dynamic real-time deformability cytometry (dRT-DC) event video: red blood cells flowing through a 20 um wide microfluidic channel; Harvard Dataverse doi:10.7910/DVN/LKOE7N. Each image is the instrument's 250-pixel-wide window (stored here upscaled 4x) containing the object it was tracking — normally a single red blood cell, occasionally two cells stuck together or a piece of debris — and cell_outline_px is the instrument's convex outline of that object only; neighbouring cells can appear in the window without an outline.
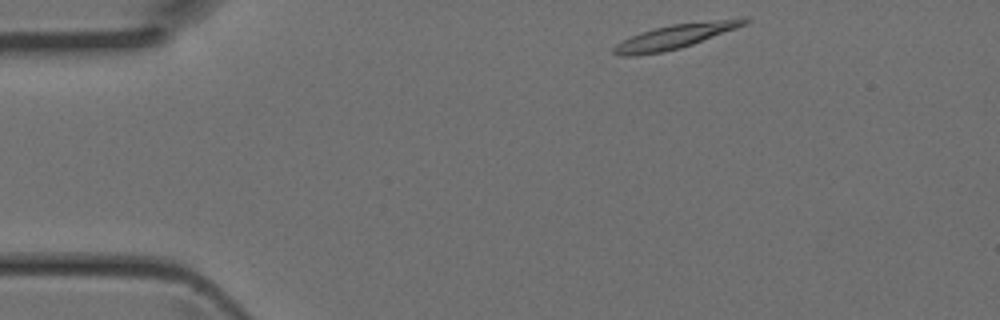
{"species": "Egyptian fruit bat (a non-hibernating species)", "species_latin": "Rousettus aegyptiacus", "temperature_condition": "room temperature", "stored_images_in_passage": 38, "camera_frame_rate_fps": 3000, "um_per_image_px": 0.085, "animal": {"sex": "female"}, "frame": {"image": 1, "passage_image": 1, "time_ms": 0.0, "image_size_px": [1000, 320], "cell_outline_px": [[752, 20], [736, 28], [692, 44], [680, 48], [664, 52], [636, 56], [620, 56], [612, 52], [612, 48], [616, 44], [640, 32], [672, 24], [740, 16], [744, 16]], "centroid_in_image_um": [57.44, 3.07], "position_along_channel_um": 27.6, "area_um2": 18.79}}
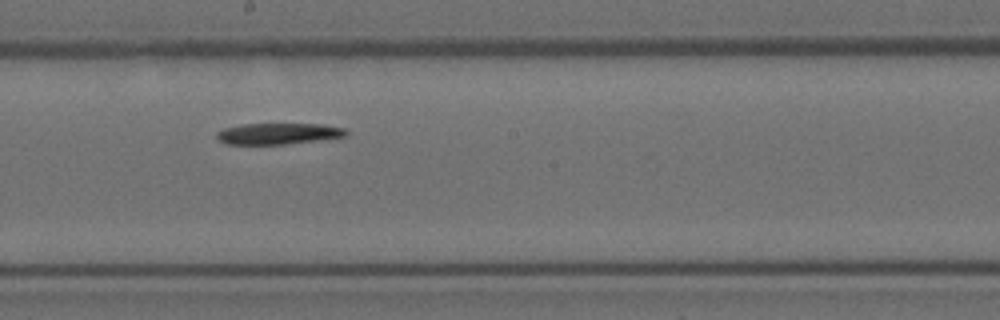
{"frame": {"image": 2, "passage_image": 18, "time_ms": 5.667, "image_size_px": [1000, 320], "cell_outline_px": [[348, 132], [344, 136], [320, 140], [284, 144], [224, 144], [216, 140], [216, 132], [224, 128], [240, 124], [324, 124], [344, 128]], "centroid_in_image_um": [23.59, 11.36], "position_along_channel_um": 224.6, "area_um2": 16.07}}
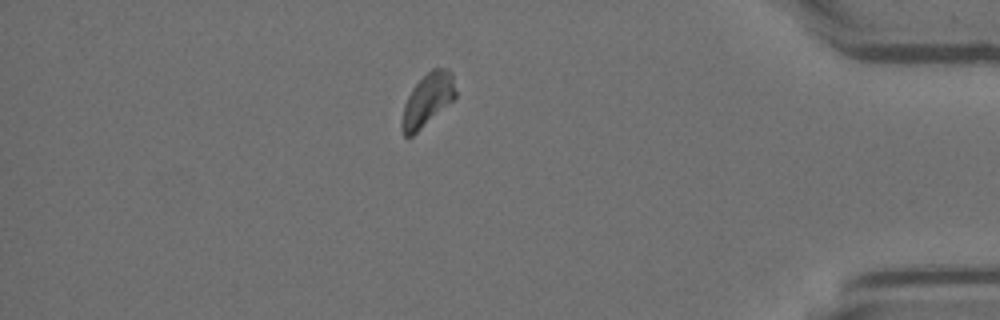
{"frame": {"image": 3, "passage_image": 32, "time_ms": 10.333, "image_size_px": [1000, 320], "cell_outline_px": [[456, 96], [452, 100], [412, 136], [404, 136], [400, 124], [404, 104], [412, 88], [432, 68], [448, 68], [452, 72], [456, 92]], "centroid_in_image_um": [36.33, 8.47], "position_along_channel_um": 398.9, "area_um2": 16.18}}